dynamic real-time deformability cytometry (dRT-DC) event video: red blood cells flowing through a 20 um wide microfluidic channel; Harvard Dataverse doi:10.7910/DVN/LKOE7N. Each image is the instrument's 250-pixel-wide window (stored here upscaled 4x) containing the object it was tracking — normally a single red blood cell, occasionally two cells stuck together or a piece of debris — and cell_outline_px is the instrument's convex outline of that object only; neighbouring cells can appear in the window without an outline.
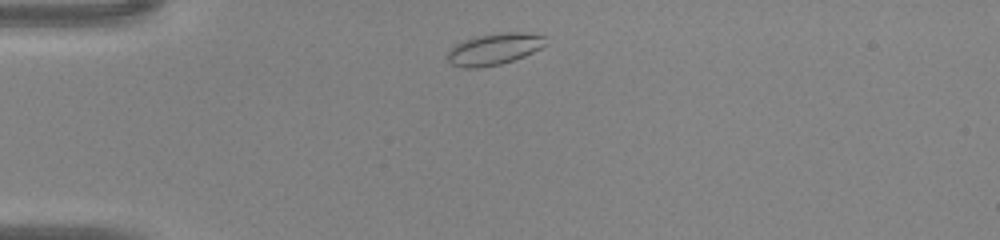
{"species": "common noctule bat (a hibernating species)", "species_latin": "Nyctalus noctula", "temperature_condition": "warm", "stored_images_in_passage": 37, "camera_frame_rate_fps": 3000, "um_per_image_px": 0.085, "animal": {"sex": "male", "body_mass_g": 20.0, "forearm_length_mm": 53.3}, "frame": {"image": 1, "passage_image": 2, "time_ms": 0.333, "image_size_px": [1000, 240], "cell_outline_px": [[548, 44], [524, 56], [500, 64], [480, 68], [464, 68], [452, 64], [448, 60], [448, 48], [464, 40], [476, 36], [500, 32], [528, 32], [544, 36]], "centroid_in_image_um": [42.01, 4.16], "position_along_channel_um": 43.0, "area_um2": 18.15}}
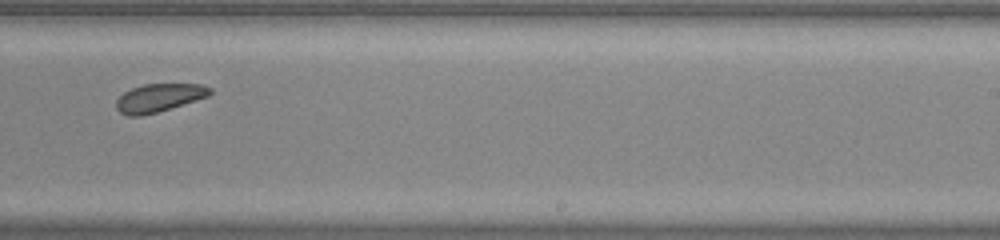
{"frame": {"image": 2, "passage_image": 20, "time_ms": 6.333, "image_size_px": [1000, 240], "cell_outline_px": [[212, 92], [208, 96], [196, 100], [156, 112], [140, 116], [128, 116], [120, 112], [116, 108], [116, 100], [124, 92], [132, 88], [144, 84], [200, 84], [212, 88]], "centroid_in_image_um": [13.5, 8.3], "position_along_channel_um": 275.5, "area_um2": 15.2}}
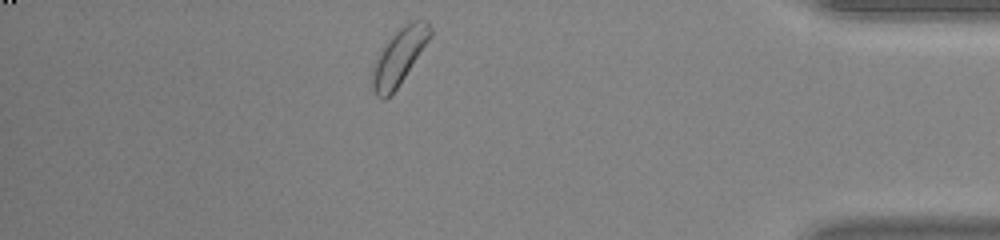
{"frame": {"image": 3, "passage_image": 31, "time_ms": 10.0, "image_size_px": [1000, 240], "cell_outline_px": [[432, 36], [396, 88], [384, 100], [380, 100], [376, 96], [372, 88], [372, 68], [380, 52], [388, 40], [404, 24], [412, 20], [428, 20], [432, 28]], "centroid_in_image_um": [33.94, 4.79], "position_along_channel_um": 401.3, "area_um2": 18.55}}